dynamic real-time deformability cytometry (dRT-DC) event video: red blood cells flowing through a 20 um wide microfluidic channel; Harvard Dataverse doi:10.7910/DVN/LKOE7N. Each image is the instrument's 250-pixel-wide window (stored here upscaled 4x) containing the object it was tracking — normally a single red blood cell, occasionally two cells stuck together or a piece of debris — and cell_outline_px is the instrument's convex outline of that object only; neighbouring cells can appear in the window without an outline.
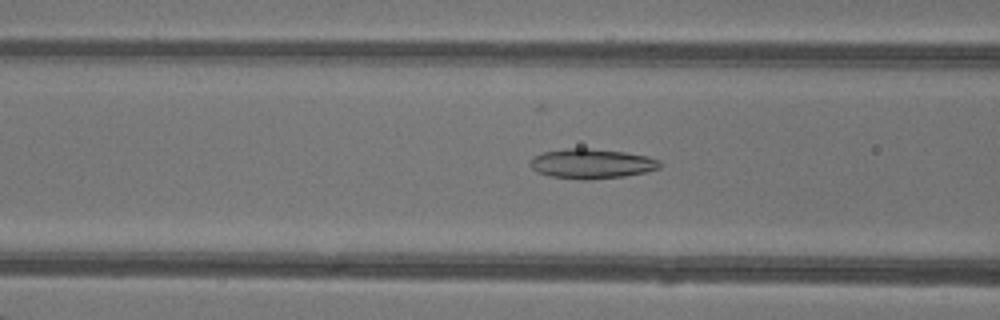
{"species": "common noctule bat (a hibernating species)", "species_latin": "Nyctalus noctula", "temperature_condition": "warm", "stored_images_in_passage": 41, "camera_frame_rate_fps": 3000, "um_per_image_px": 0.085, "animal": {"sex": "female"}, "frame": {"image": 1, "passage_image": 13, "time_ms": 4.0, "image_size_px": [1000, 320], "cell_outline_px": [[660, 168], [644, 172], [624, 176], [588, 180], [584, 180], [552, 176], [536, 172], [528, 164], [532, 156], [544, 152], [564, 148], [588, 148], [624, 152], [648, 156], [660, 160]], "centroid_in_image_um": [50.26, 13.91], "position_along_channel_um": 116.3, "area_um2": 22.54}}
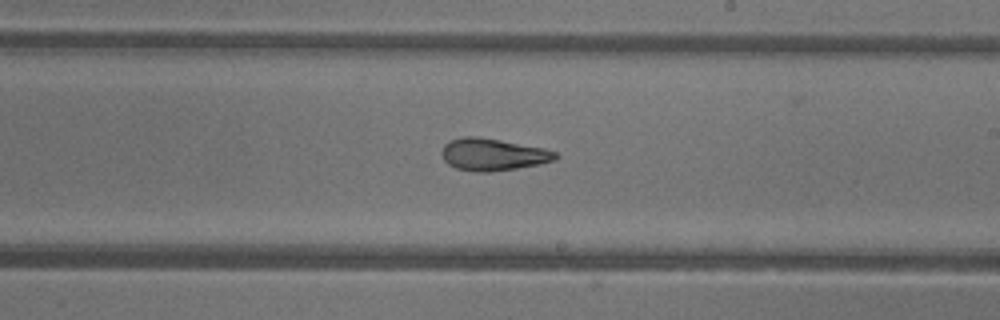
{"frame": {"image": 2, "passage_image": 22, "time_ms": 7.0, "image_size_px": [1000, 320], "cell_outline_px": [[560, 156], [556, 160], [540, 164], [516, 168], [488, 172], [476, 172], [456, 168], [448, 164], [444, 160], [440, 152], [444, 144], [452, 140], [464, 136], [480, 136], [544, 148], [556, 152]], "centroid_in_image_um": [41.9, 13.13], "position_along_channel_um": 247.1, "area_um2": 21.44}}
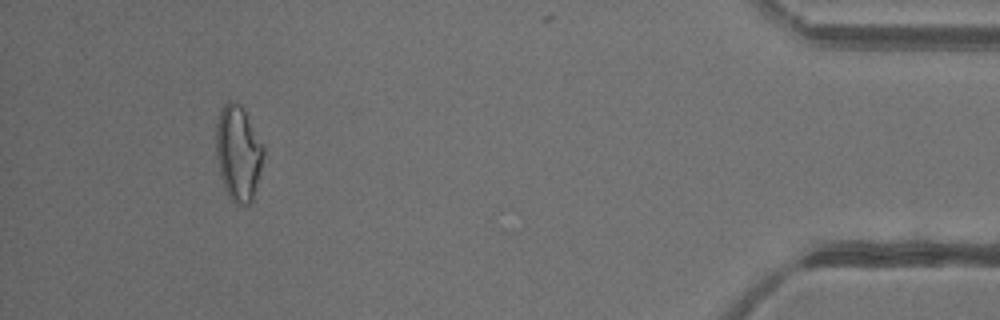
{"frame": {"image": 3, "passage_image": 38, "time_ms": 12.333, "image_size_px": [1000, 320], "cell_outline_px": [[264, 156], [252, 200], [248, 204], [236, 204], [232, 200], [224, 188], [220, 176], [216, 156], [216, 124], [220, 108], [228, 100], [232, 100], [240, 104], [244, 108], [264, 148]], "centroid_in_image_um": [20.23, 12.97], "position_along_channel_um": 415.0, "area_um2": 26.36}, "authors_computed_cell_mechanics": {"area_um2": 22.5998, "velocity_mm_per_s": 4.3548, "shape_relaxation_time_tau1_ms": null, "shape_relaxation_time_tau2_ms": 2.1136, "deformation_change_tau1": null, "deformation_change_tau2": 0.091}}